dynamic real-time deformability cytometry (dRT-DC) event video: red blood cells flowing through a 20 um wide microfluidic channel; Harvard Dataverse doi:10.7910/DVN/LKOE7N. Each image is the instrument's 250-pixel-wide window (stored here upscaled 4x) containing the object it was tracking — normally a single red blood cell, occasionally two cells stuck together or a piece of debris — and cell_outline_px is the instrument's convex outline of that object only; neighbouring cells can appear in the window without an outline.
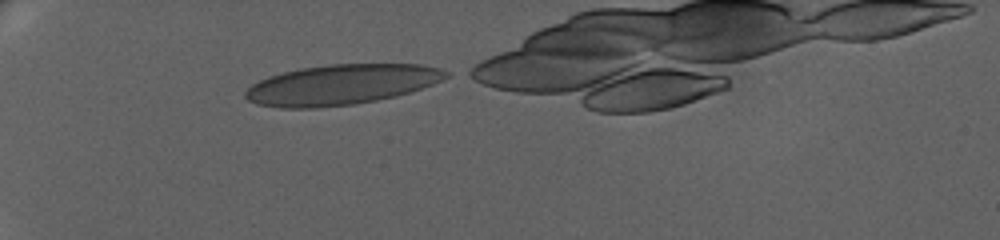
{"species": "human", "species_latin": "Homo sapiens", "temperature_condition": "warm", "stored_images_in_passage": 39, "camera_frame_rate_fps": 3000, "um_per_image_px": 0.085, "donor": {"sex": "female"}, "frame": {"image": 1, "passage_image": 1, "time_ms": 0.0, "image_size_px": [1000, 240], "cell_outline_px": [[448, 76], [432, 84], [396, 96], [376, 100], [352, 104], [316, 108], [280, 108], [256, 104], [248, 100], [244, 96], [244, 92], [252, 84], [260, 80], [284, 72], [300, 68], [332, 64], [420, 64], [440, 68], [448, 72]], "centroid_in_image_um": [28.98, 7.19], "position_along_channel_um": 56.0, "area_um2": 46.64}}
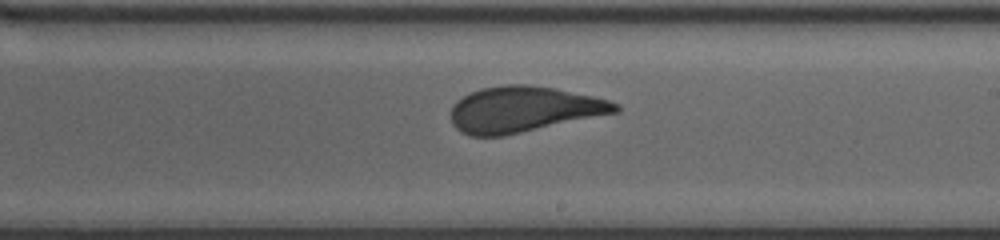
{"frame": {"image": 2, "passage_image": 21, "time_ms": 6.667, "image_size_px": [1000, 240], "cell_outline_px": [[620, 108], [616, 112], [504, 136], [468, 136], [460, 132], [452, 124], [452, 108], [456, 100], [480, 88], [504, 84], [528, 84], [556, 88], [592, 96], [608, 100], [620, 104]], "centroid_in_image_um": [44.47, 9.29], "position_along_channel_um": 244.5, "area_um2": 43.75}}
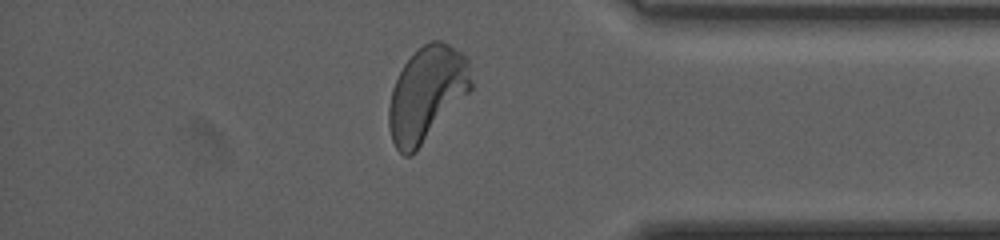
{"frame": {"image": 3, "passage_image": 36, "time_ms": 11.667, "image_size_px": [1000, 240], "cell_outline_px": [[472, 88], [416, 152], [412, 156], [404, 156], [396, 148], [392, 140], [388, 128], [388, 108], [392, 88], [404, 64], [424, 44], [432, 40], [440, 40], [448, 44], [460, 52], [468, 60], [472, 84]], "centroid_in_image_um": [36.25, 8.01], "position_along_channel_um": 399.0, "area_um2": 44.97}}